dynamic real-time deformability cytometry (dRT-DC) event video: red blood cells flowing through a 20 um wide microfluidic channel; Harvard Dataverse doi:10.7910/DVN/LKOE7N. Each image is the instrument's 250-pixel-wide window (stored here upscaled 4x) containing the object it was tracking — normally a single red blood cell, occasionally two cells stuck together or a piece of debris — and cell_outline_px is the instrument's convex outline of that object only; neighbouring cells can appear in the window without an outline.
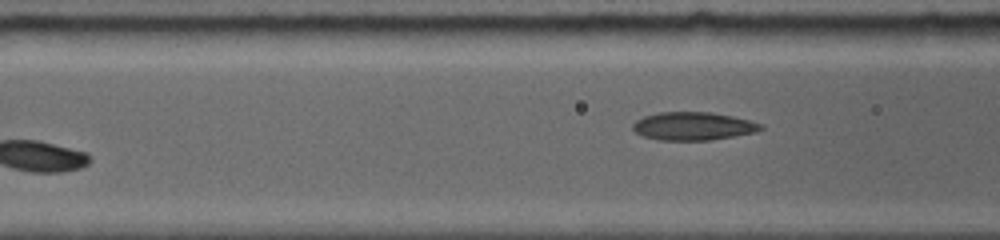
{"species": "common noctule bat (a hibernating species)", "species_latin": "Nyctalus noctula", "temperature_condition": "room temperature", "stored_images_in_passage": 7, "segment_of_instrument_passage": [2, 2], "camera_frame_rate_fps": 5000, "um_per_image_px": 0.085, "animal": {"sex": "female", "body_mass_g": 19.0, "forearm_length_mm": 56.7}, "frame": {"image": 1, "passage_image": 7, "time_ms": 5.2, "image_size_px": [1000, 240], "cell_outline_px": [[764, 128], [752, 132], [732, 136], [708, 140], [660, 140], [644, 136], [636, 132], [632, 128], [632, 124], [636, 120], [644, 116], [660, 112], [712, 112], [732, 116], [748, 120], [760, 124]], "centroid_in_image_um": [58.87, 10.71], "position_along_channel_um": 107.7, "area_um2": 20.63}}